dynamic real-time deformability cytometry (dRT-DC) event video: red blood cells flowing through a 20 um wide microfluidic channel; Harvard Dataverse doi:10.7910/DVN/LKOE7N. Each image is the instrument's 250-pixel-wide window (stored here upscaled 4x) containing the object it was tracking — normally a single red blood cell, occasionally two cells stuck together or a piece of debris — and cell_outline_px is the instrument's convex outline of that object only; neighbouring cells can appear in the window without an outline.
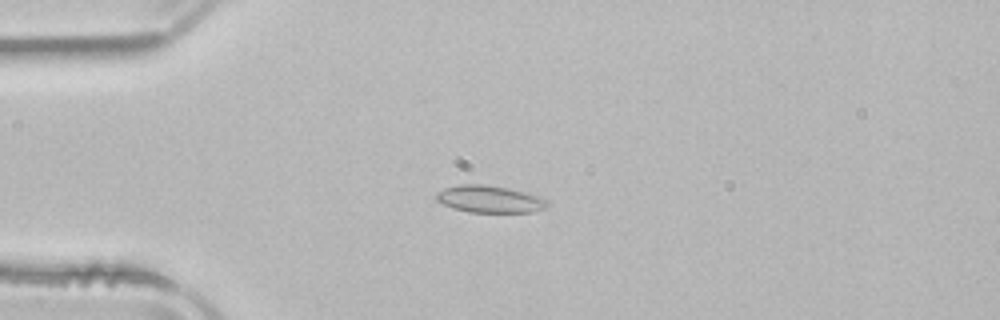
{"species": "common noctule bat (a hibernating species)", "species_latin": "Nyctalus noctula", "temperature_condition": "room temperature", "stored_images_in_passage": 34, "camera_frame_rate_fps": 3000, "um_per_image_px": 0.085, "animal": {"sex": "male", "body_mass_g": 21.5, "forearm_length_mm": 52.0}, "frame": {"image": 1, "passage_image": 1, "time_ms": 0.0, "image_size_px": [1000, 320], "cell_outline_px": [[548, 208], [532, 212], [468, 212], [452, 208], [436, 200], [436, 192], [444, 188], [460, 184], [480, 184], [508, 188], [536, 196], [548, 200]], "centroid_in_image_um": [41.6, 16.93], "position_along_channel_um": 43.4, "area_um2": 17.46}}
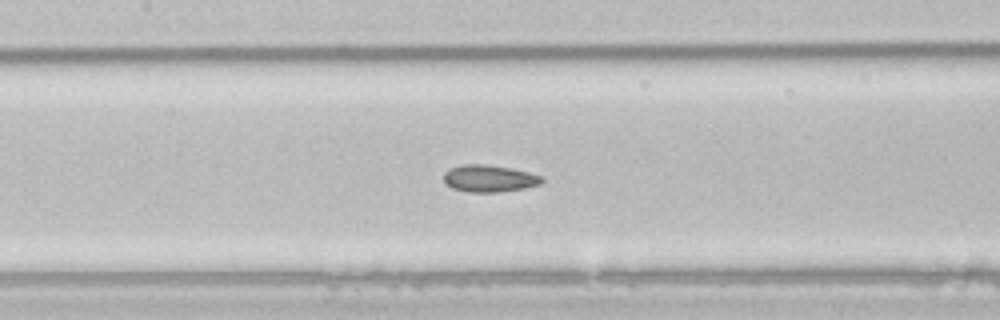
{"frame": {"image": 2, "passage_image": 12, "time_ms": 3.667, "image_size_px": [1000, 320], "cell_outline_px": [[544, 180], [540, 184], [500, 192], [468, 192], [452, 188], [444, 180], [444, 172], [448, 168], [460, 164], [488, 164], [512, 168], [544, 176]], "centroid_in_image_um": [41.57, 15.15], "position_along_channel_um": 165.8, "area_um2": 15.55}}
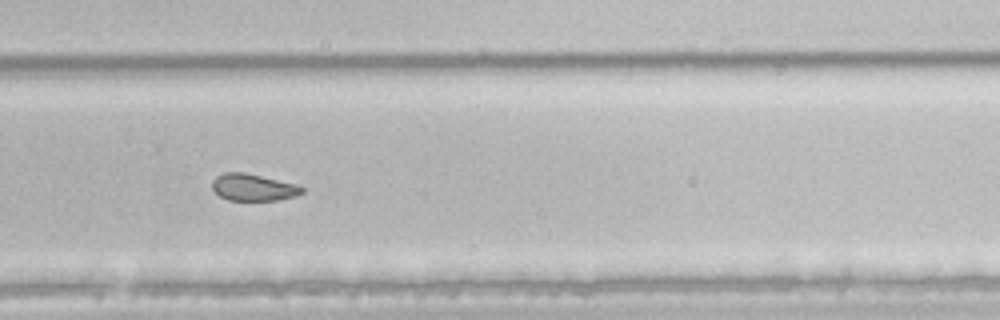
{"frame": {"image": 3, "passage_image": 23, "time_ms": 7.333, "image_size_px": [1000, 320], "cell_outline_px": [[304, 192], [292, 196], [276, 200], [228, 200], [220, 196], [212, 188], [212, 180], [216, 176], [224, 172], [244, 172], [296, 184], [304, 188]], "centroid_in_image_um": [21.49, 15.91], "position_along_channel_um": 308.3, "area_um2": 13.93}, "authors_computed_cell_mechanics": {"area_um2": 15.2592, "velocity_mm_per_s": 3.9011, "shape_relaxation_time_tau1_ms": null, "shape_relaxation_time_tau2_ms": 2.0483, "deformation_change_tau1": null, "deformation_change_tau2": 0.076}}